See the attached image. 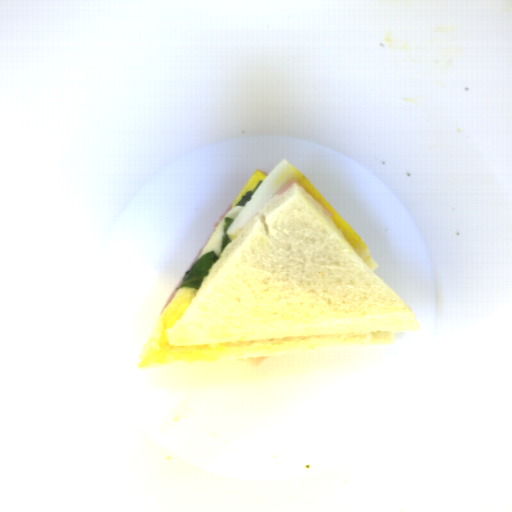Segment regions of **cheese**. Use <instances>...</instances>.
<instances>
[{"mask_svg":"<svg viewBox=\"0 0 512 512\" xmlns=\"http://www.w3.org/2000/svg\"><path fill=\"white\" fill-rule=\"evenodd\" d=\"M267 178L268 177L265 175L263 171L256 169L254 173L250 176V178L248 179V181L246 182V184L244 185V187L242 188L234 202L232 203L231 208L236 206L242 200V196L245 195L247 192L254 191L259 181L264 182Z\"/></svg>","mask_w":512,"mask_h":512,"instance_id":"1","label":"cheese"}]
</instances>
